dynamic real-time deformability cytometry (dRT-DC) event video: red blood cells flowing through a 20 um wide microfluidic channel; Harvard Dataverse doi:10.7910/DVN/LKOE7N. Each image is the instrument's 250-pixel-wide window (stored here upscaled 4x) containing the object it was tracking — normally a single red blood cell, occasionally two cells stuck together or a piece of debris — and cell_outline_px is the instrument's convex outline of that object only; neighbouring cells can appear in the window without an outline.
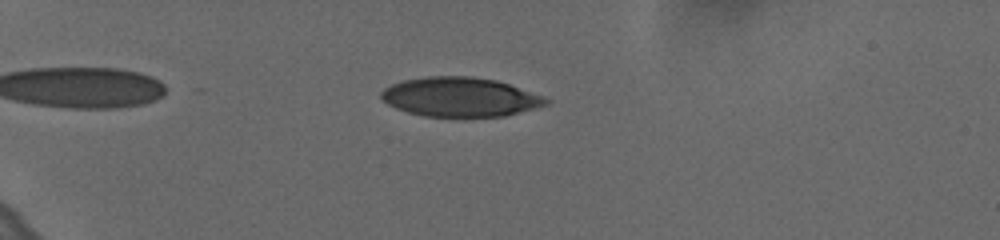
{"species": "human", "species_latin": "Homo sapiens", "temperature_condition": "cold", "stored_images_in_passage": 48, "camera_frame_rate_fps": 3000, "um_per_image_px": 0.085, "donor": {"sex": "female"}, "frame": {"image": 1, "passage_image": 7, "time_ms": 2.0, "image_size_px": [1000, 240], "cell_outline_px": [[548, 104], [504, 116], [424, 116], [408, 112], [396, 108], [380, 100], [380, 92], [384, 88], [392, 84], [404, 80], [428, 76], [472, 76], [496, 80], [508, 84], [540, 96], [548, 100]], "centroid_in_image_um": [39.02, 8.24], "position_along_channel_um": 46.0, "area_um2": 37.28}}
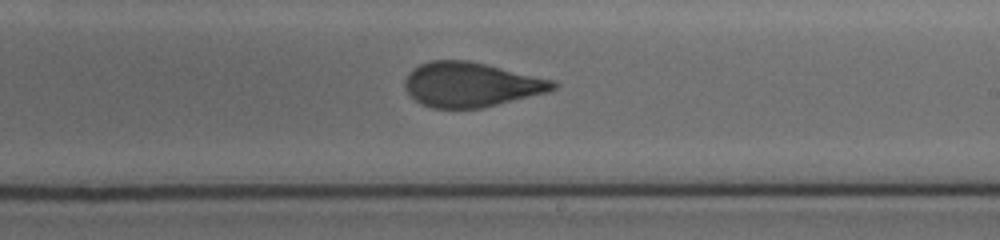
{"frame": {"image": 2, "passage_image": 28, "time_ms": 9.0, "image_size_px": [1000, 240], "cell_outline_px": [[560, 84], [556, 88], [548, 92], [484, 108], [432, 108], [416, 100], [404, 88], [404, 80], [408, 72], [412, 68], [420, 64], [432, 60], [468, 60], [556, 80]], "centroid_in_image_um": [40.06, 7.18], "position_along_channel_um": 248.9, "area_um2": 38.78}}
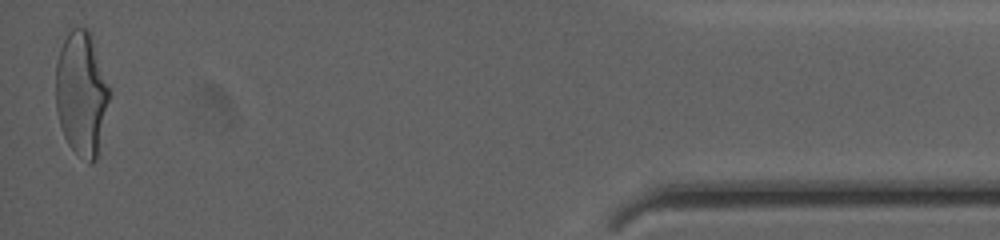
{"frame": {"image": 3, "passage_image": 48, "time_ms": 15.667, "image_size_px": [1000, 240], "cell_outline_px": [[108, 100], [96, 160], [92, 164], [88, 164], [68, 144], [64, 136], [60, 124], [56, 108], [56, 64], [60, 48], [68, 24], [88, 28], [92, 32], [108, 88]], "centroid_in_image_um": [6.88, 7.84], "position_along_channel_um": 428.3, "area_um2": 38.84}, "authors_computed_cell_mechanics": {"area_um2": 38.8705, "velocity_mm_per_s": 3.6368, "shape_relaxation_time_tau1_ms": 6.8899, "shape_relaxation_time_tau2_ms": 1.1097, "deformation_change_tau1": 0.1972, "deformation_change_tau2": 0.0848}}